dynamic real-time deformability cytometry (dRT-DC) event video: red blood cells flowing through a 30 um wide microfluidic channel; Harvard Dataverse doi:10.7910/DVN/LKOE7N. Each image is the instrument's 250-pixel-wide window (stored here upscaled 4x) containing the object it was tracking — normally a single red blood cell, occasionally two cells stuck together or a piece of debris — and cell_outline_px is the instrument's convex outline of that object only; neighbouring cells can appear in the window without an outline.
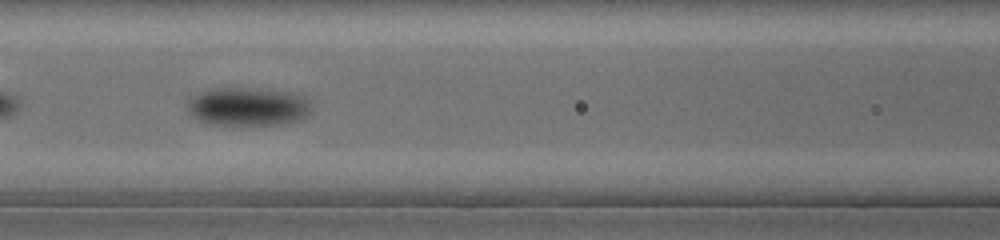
{"species": "common noctule bat (a hibernating species)", "species_latin": "Nyctalus noctula", "temperature_condition": "cold", "stored_images_in_passage": 35, "camera_frame_rate_fps": 3000, "um_per_image_px": 0.085, "animal": {"sex": "female", "body_mass_g": 17.0, "forearm_length_mm": 48.0}, "frame": {"image": 1, "passage_image": 16, "time_ms": 5.0, "image_size_px": [1000, 240], "cell_outline_px": [[308, 116], [300, 120], [276, 124], [212, 124], [200, 120], [192, 116], [188, 108], [188, 96], [200, 92], [216, 88], [240, 88], [292, 92], [304, 100], [308, 104]], "centroid_in_image_um": [20.99, 9.06], "position_along_channel_um": 145.6, "area_um2": 27.05}}